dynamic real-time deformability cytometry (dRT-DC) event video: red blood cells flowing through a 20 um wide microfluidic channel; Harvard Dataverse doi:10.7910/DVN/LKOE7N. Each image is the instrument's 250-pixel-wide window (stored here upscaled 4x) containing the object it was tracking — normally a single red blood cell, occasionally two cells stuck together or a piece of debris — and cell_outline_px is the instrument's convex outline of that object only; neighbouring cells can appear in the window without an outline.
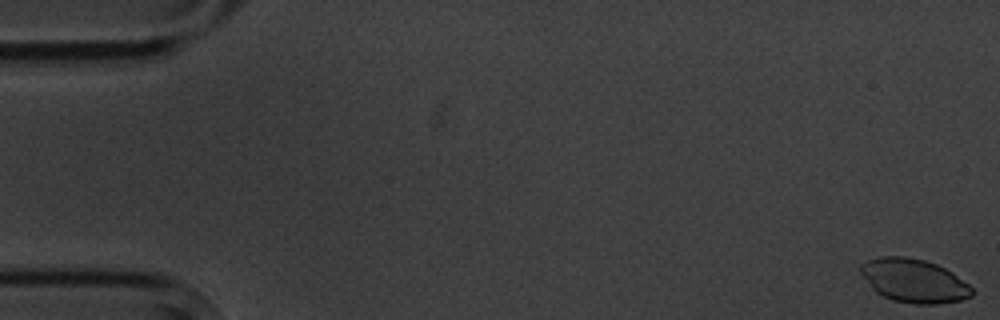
{"species": "common noctule bat (a hibernating species)", "species_latin": "Nyctalus noctula", "temperature_condition": "cold", "stored_images_in_passage": 7, "camera_frame_rate_fps": 3000, "um_per_image_px": 0.085, "animal": {"sex": "male", "body_mass_g": 20.1, "forearm_length_mm": 53.5}, "frame": {"image": 1, "passage_image": 1, "time_ms": 0.0, "image_size_px": [1000, 320], "cell_outline_px": [[972, 296], [960, 300], [936, 304], [916, 304], [892, 300], [876, 292], [872, 288], [860, 272], [860, 264], [868, 260], [880, 256], [904, 256], [924, 260], [936, 264], [952, 272], [968, 284], [972, 288]], "centroid_in_image_um": [77.67, 23.85], "position_along_channel_um": 7.3, "area_um2": 28.09}}